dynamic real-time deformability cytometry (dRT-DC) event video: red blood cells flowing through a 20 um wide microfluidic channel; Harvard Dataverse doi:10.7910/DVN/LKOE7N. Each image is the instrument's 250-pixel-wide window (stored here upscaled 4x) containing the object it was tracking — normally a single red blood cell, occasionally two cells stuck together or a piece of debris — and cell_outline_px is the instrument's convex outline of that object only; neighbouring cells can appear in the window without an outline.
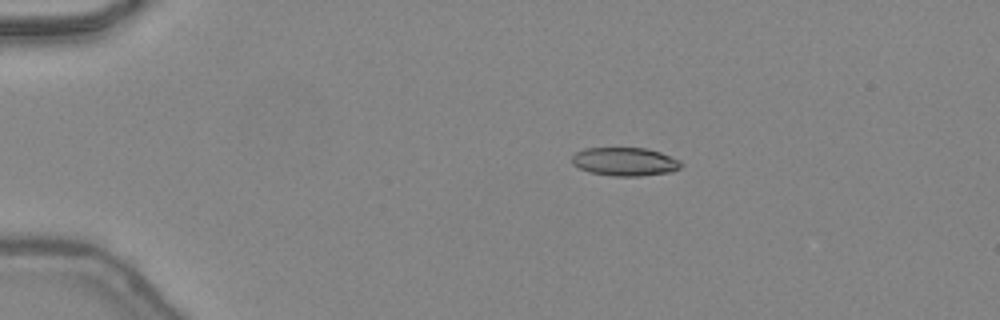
{"species": "common noctule bat (a hibernating species)", "species_latin": "Nyctalus noctula", "temperature_condition": "warm", "stored_images_in_passage": 47, "camera_frame_rate_fps": 3000, "um_per_image_px": 0.085, "animal": {"sex": "female", "body_mass_g": 24.6, "forearm_length_mm": 56.2}, "frame": {"image": 1, "passage_image": 10, "time_ms": 3.0, "image_size_px": [1000, 320], "cell_outline_px": [[684, 164], [680, 168], [672, 172], [640, 176], [612, 176], [588, 172], [572, 164], [572, 156], [576, 152], [584, 148], [644, 148], [660, 152], [680, 160]], "centroid_in_image_um": [53.13, 13.75], "position_along_channel_um": 31.9, "area_um2": 18.21}}
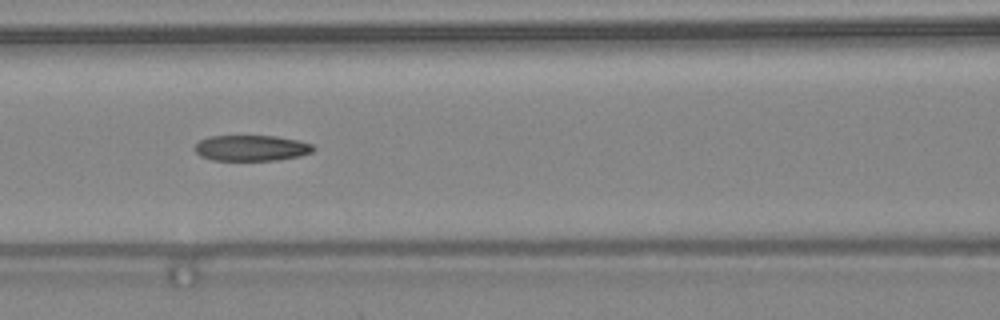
{"frame": {"image": 2, "passage_image": 22, "time_ms": 7.0, "image_size_px": [1000, 320], "cell_outline_px": [[316, 148], [312, 152], [300, 156], [276, 160], [212, 160], [200, 156], [192, 148], [200, 140], [208, 136], [276, 136], [300, 140], [312, 144]], "centroid_in_image_um": [21.37, 12.58], "position_along_channel_um": 145.2, "area_um2": 17.98}}
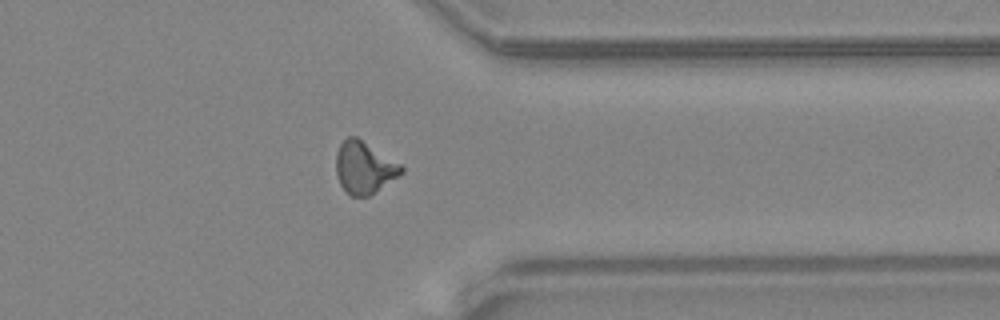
{"frame": {"image": 3, "passage_image": 38, "time_ms": 12.333, "image_size_px": [1000, 320], "cell_outline_px": [[404, 172], [368, 196], [352, 196], [340, 184], [336, 176], [336, 152], [340, 144], [348, 136], [356, 136], [400, 164], [404, 168]], "centroid_in_image_um": [30.93, 14.23], "position_along_channel_um": 380.5, "area_um2": 19.48}, "authors_computed_cell_mechanics": {"area_um2": 18.5538, "velocity_mm_per_s": 4.4982, "shape_relaxation_time_tau1_ms": null, "shape_relaxation_time_tau2_ms": 2.2253, "deformation_change_tau1": null, "deformation_change_tau2": 0.1093}}